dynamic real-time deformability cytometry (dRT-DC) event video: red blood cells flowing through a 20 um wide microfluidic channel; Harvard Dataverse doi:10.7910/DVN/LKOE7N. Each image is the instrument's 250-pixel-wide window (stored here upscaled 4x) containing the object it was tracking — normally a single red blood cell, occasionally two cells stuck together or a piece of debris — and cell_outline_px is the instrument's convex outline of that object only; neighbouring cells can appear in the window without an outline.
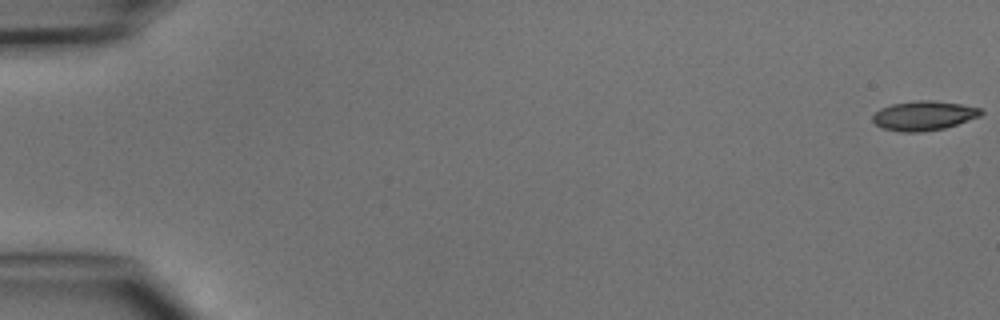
{"species": "common noctule bat (a hibernating species)", "species_latin": "Nyctalus noctula", "temperature_condition": "cold", "stored_images_in_passage": 4, "camera_frame_rate_fps": 3000, "um_per_image_px": 0.085, "animal": {"sex": "male", "body_mass_g": 15.6}, "frame": {"image": 1, "passage_image": 1, "time_ms": 0.0, "image_size_px": [1000, 320], "cell_outline_px": [[984, 112], [980, 116], [944, 128], [920, 132], [900, 132], [884, 128], [876, 124], [872, 120], [872, 116], [880, 108], [892, 104], [916, 100], [932, 100], [960, 104], [980, 108]], "centroid_in_image_um": [78.51, 9.82], "position_along_channel_um": 6.5, "area_um2": 18.44}}
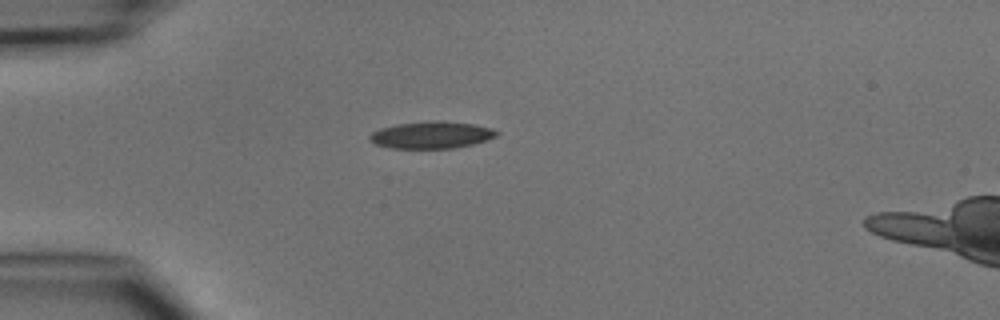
{"frame": {"image": 2, "passage_image": 4, "time_ms": 4.333, "image_size_px": [1000, 320], "cell_outline_px": [[500, 132], [496, 136], [472, 144], [452, 148], [388, 148], [376, 144], [368, 140], [368, 136], [372, 132], [380, 128], [396, 124], [432, 120], [440, 120], [472, 124], [492, 128]], "centroid_in_image_um": [36.63, 11.46], "position_along_channel_um": 48.4, "area_um2": 20.0}}